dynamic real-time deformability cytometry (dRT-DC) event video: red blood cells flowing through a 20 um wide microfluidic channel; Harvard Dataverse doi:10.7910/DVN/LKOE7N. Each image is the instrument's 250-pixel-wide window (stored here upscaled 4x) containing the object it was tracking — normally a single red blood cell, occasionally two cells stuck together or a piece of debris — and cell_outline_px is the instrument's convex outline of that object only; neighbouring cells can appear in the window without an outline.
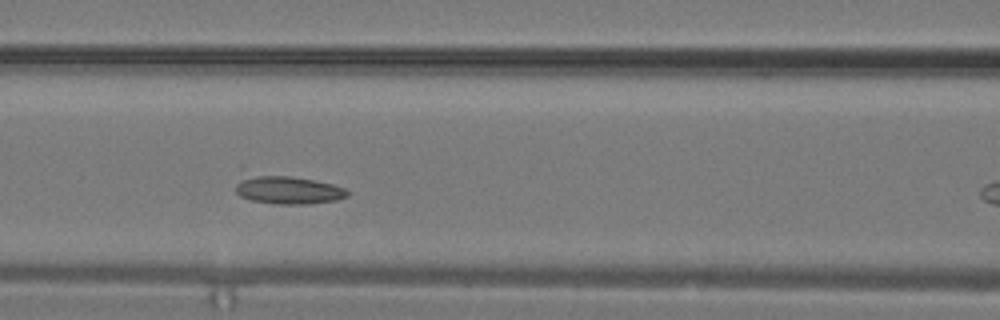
{"species": "common noctule bat (a hibernating species)", "species_latin": "Nyctalus noctula", "temperature_condition": "warm", "stored_images_in_passage": 21, "camera_frame_rate_fps": 3000, "um_per_image_px": 0.085, "animal": {"sex": "male", "body_mass_g": 19.2, "forearm_length_mm": 51.8}, "frame": {"image": 1, "passage_image": 5, "time_ms": 1.333, "image_size_px": [1000, 320], "cell_outline_px": [[348, 196], [336, 200], [308, 204], [276, 204], [252, 200], [240, 196], [236, 192], [236, 184], [244, 176], [292, 176], [316, 180], [332, 184], [344, 188], [348, 192]], "centroid_in_image_um": [24.5, 16.16], "position_along_channel_um": 142.1, "area_um2": 18.03}}
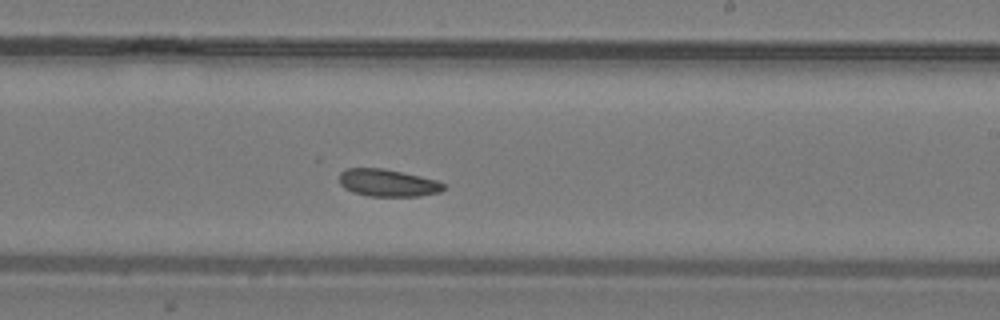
{"frame": {"image": 2, "passage_image": 10, "time_ms": 3.0, "image_size_px": [1000, 320], "cell_outline_px": [[444, 188], [440, 192], [420, 196], [368, 196], [352, 192], [344, 188], [340, 184], [340, 172], [344, 168], [384, 168], [404, 172], [436, 180], [444, 184]], "centroid_in_image_um": [32.93, 15.54], "position_along_channel_um": 256.1, "area_um2": 16.7}}
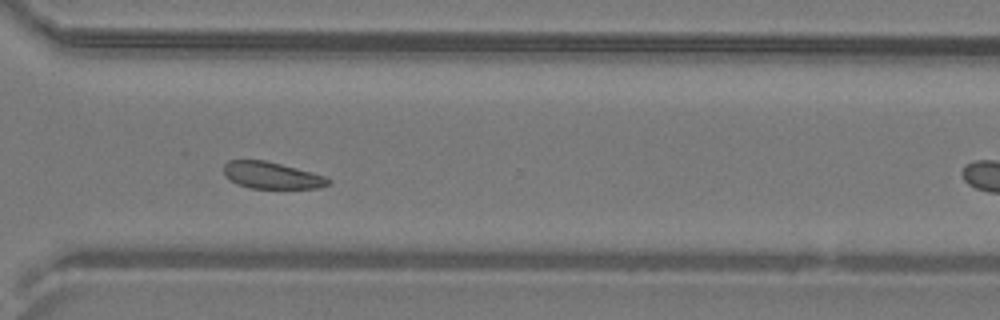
{"frame": {"image": 3, "passage_image": 14, "time_ms": 4.333, "image_size_px": [1000, 320], "cell_outline_px": [[332, 184], [320, 188], [248, 188], [236, 184], [224, 172], [224, 164], [228, 160], [264, 160], [296, 168], [324, 176], [332, 180]], "centroid_in_image_um": [23.12, 14.91], "position_along_channel_um": 347.5, "area_um2": 16.18}}